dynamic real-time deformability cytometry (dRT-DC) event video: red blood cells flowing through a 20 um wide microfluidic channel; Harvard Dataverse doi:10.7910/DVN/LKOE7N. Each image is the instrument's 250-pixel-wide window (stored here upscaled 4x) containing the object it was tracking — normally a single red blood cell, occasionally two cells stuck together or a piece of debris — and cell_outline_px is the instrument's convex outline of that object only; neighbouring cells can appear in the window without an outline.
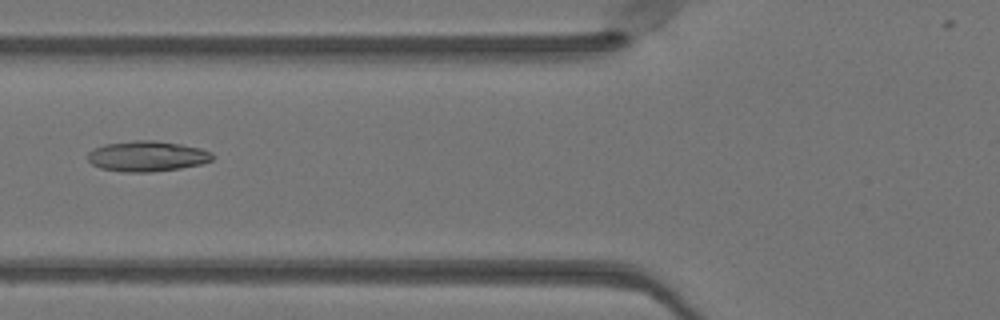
{"species": "Egyptian fruit bat (a non-hibernating species)", "species_latin": "Rousettus aegyptiacus", "temperature_condition": "warm", "stored_images_in_passage": 39, "camera_frame_rate_fps": 3000, "um_per_image_px": 0.085, "animal": {"sex": "female"}, "frame": {"image": 1, "passage_image": 8, "time_ms": 2.333, "image_size_px": [1000, 320], "cell_outline_px": [[216, 156], [212, 160], [200, 164], [180, 168], [152, 172], [124, 172], [100, 168], [92, 164], [88, 160], [88, 152], [92, 148], [104, 144], [136, 140], [152, 140], [180, 144], [200, 148], [212, 152]], "centroid_in_image_um": [12.5, 13.28], "position_along_channel_um": 113.3, "area_um2": 22.25}}
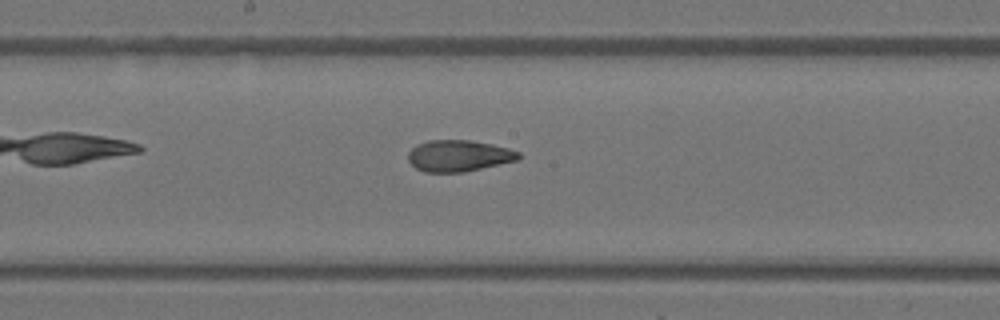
{"frame": {"image": 2, "passage_image": 15, "time_ms": 4.667, "image_size_px": [1000, 320], "cell_outline_px": [[520, 156], [516, 160], [464, 172], [424, 172], [416, 168], [408, 160], [408, 152], [416, 144], [428, 140], [468, 140], [492, 144], [508, 148], [520, 152]], "centroid_in_image_um": [38.96, 13.23], "position_along_channel_um": 209.2, "area_um2": 20.11}}
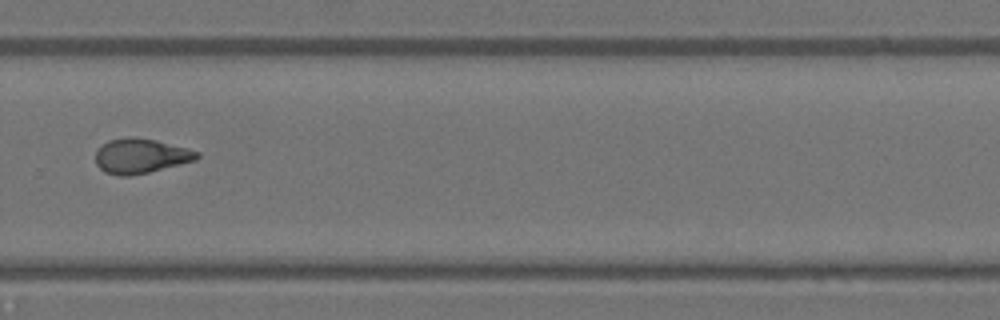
{"frame": {"image": 3, "passage_image": 23, "time_ms": 7.333, "image_size_px": [1000, 320], "cell_outline_px": [[200, 156], [196, 160], [132, 176], [120, 176], [104, 172], [96, 164], [96, 148], [108, 140], [128, 136], [136, 136], [156, 140], [188, 148], [200, 152]], "centroid_in_image_um": [11.94, 13.24], "position_along_channel_um": 317.9, "area_um2": 20.81}, "authors_computed_cell_mechanics": {"area_um2": 20.6346, "velocity_mm_per_s": 4.1009, "shape_relaxation_time_tau1_ms": null, "shape_relaxation_time_tau2_ms": 1.6763, "deformation_change_tau1": null, "deformation_change_tau2": 0.0902}}